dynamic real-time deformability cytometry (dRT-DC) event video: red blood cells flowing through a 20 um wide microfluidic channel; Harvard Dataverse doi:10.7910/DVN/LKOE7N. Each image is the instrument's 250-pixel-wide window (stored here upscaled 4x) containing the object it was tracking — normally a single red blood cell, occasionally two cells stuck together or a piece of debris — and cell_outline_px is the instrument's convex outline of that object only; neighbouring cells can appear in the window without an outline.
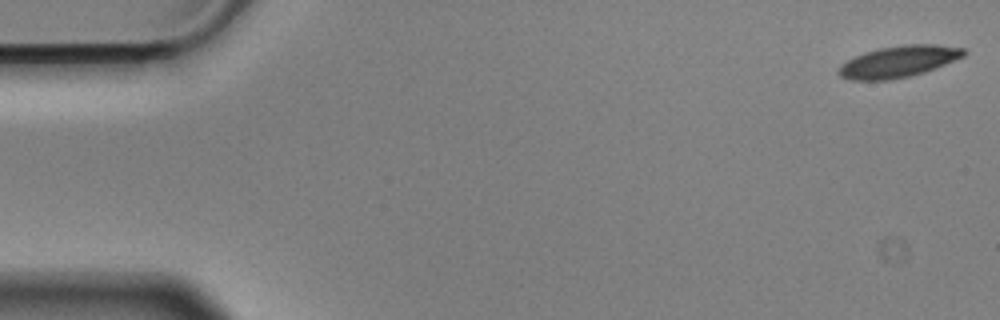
{"species": "Egyptian fruit bat (a non-hibernating species)", "species_latin": "Rousettus aegyptiacus", "temperature_condition": "cold", "stored_images_in_passage": 56, "camera_frame_rate_fps": 3000, "um_per_image_px": 0.085, "animal": {"sex": "male"}, "frame": {"image": 1, "passage_image": 1, "time_ms": 0.0, "image_size_px": [1000, 320], "cell_outline_px": [[968, 52], [964, 56], [924, 72], [908, 76], [888, 80], [852, 80], [840, 76], [836, 72], [840, 64], [864, 52], [880, 48], [904, 44], [936, 44], [964, 48]], "centroid_in_image_um": [76.36, 5.22], "position_along_channel_um": 8.6, "area_um2": 22.89}}
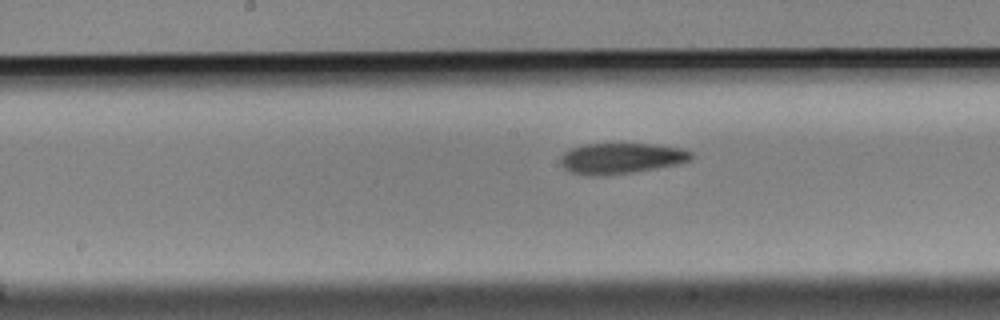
{"frame": {"image": 2, "passage_image": 28, "time_ms": 9.0, "image_size_px": [1000, 320], "cell_outline_px": [[692, 156], [688, 160], [680, 164], [632, 172], [604, 176], [588, 176], [572, 172], [564, 168], [560, 160], [564, 152], [572, 148], [584, 144], [652, 144], [680, 148], [692, 152]], "centroid_in_image_um": [52.78, 13.46], "position_along_channel_um": 195.4, "area_um2": 23.29}}
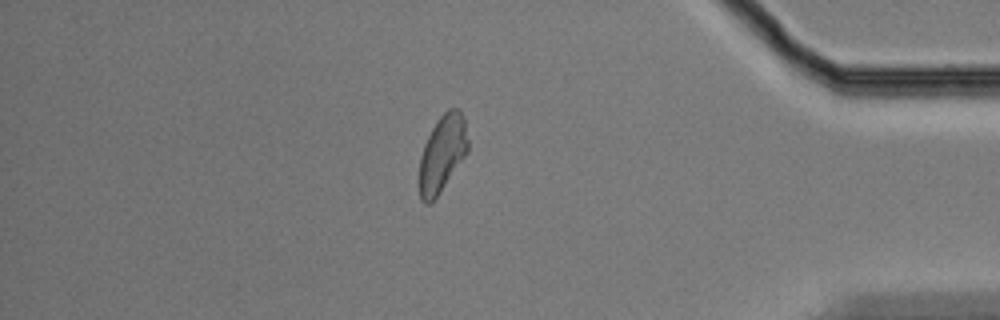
{"frame": {"image": 3, "passage_image": 48, "time_ms": 15.667, "image_size_px": [1000, 320], "cell_outline_px": [[468, 152], [436, 196], [428, 204], [424, 204], [420, 200], [420, 156], [424, 144], [436, 120], [448, 108], [460, 108], [464, 116], [468, 140]], "centroid_in_image_um": [37.61, 12.99], "position_along_channel_um": 397.6, "area_um2": 21.56}, "authors_computed_cell_mechanics": {"area_um2": 23.12, "velocity_mm_per_s": 3.5448, "shape_relaxation_time_tau1_ms": 5.7741, "shape_relaxation_time_tau2_ms": 6.1008, "deformation_change_tau1": 0.1312, "deformation_change_tau2": 0.1216}}